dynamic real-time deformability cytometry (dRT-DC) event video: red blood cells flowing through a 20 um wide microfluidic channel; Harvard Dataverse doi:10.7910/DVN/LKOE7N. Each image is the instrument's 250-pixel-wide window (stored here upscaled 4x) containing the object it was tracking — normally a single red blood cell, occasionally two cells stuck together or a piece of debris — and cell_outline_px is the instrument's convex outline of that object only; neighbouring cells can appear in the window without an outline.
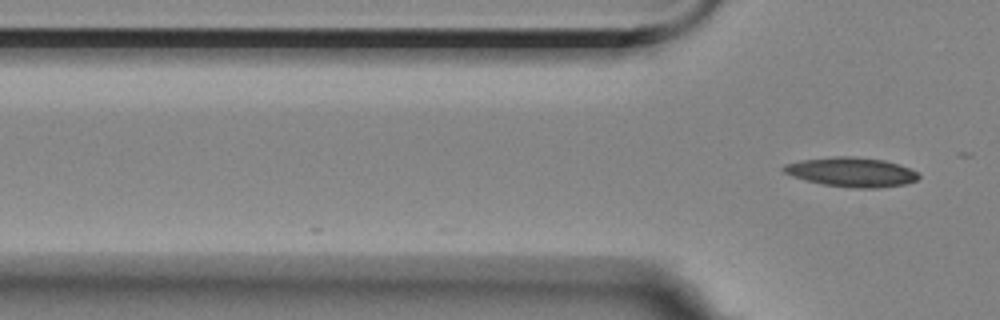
{"species": "Egyptian fruit bat (a non-hibernating species)", "species_latin": "Rousettus aegyptiacus", "temperature_condition": "room temperature", "stored_images_in_passage": 2, "camera_frame_rate_fps": 3000, "um_per_image_px": 0.085, "animal": {"sex": "female"}, "frame": {"image": 1, "passage_image": 2, "time_ms": 1.0, "image_size_px": [1000, 320], "cell_outline_px": [[920, 176], [916, 180], [904, 184], [876, 188], [856, 188], [824, 184], [792, 176], [784, 172], [780, 168], [784, 164], [800, 160], [836, 156], [852, 156], [884, 160], [900, 164], [920, 172]], "centroid_in_image_um": [72.4, 14.61], "position_along_channel_um": 53.4, "area_um2": 23.12}}